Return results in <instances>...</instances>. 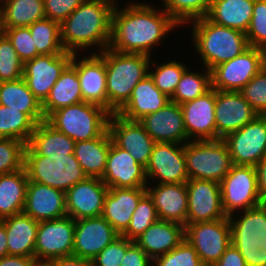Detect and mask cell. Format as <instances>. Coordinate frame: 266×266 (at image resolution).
<instances>
[{
    "mask_svg": "<svg viewBox=\"0 0 266 266\" xmlns=\"http://www.w3.org/2000/svg\"><path fill=\"white\" fill-rule=\"evenodd\" d=\"M7 242L5 226L0 222V259L8 255Z\"/></svg>",
    "mask_w": 266,
    "mask_h": 266,
    "instance_id": "57",
    "label": "cell"
},
{
    "mask_svg": "<svg viewBox=\"0 0 266 266\" xmlns=\"http://www.w3.org/2000/svg\"><path fill=\"white\" fill-rule=\"evenodd\" d=\"M5 28L28 27L46 18L44 0H0Z\"/></svg>",
    "mask_w": 266,
    "mask_h": 266,
    "instance_id": "37",
    "label": "cell"
},
{
    "mask_svg": "<svg viewBox=\"0 0 266 266\" xmlns=\"http://www.w3.org/2000/svg\"><path fill=\"white\" fill-rule=\"evenodd\" d=\"M187 224L226 218L222 207L220 183L212 180L189 179Z\"/></svg>",
    "mask_w": 266,
    "mask_h": 266,
    "instance_id": "16",
    "label": "cell"
},
{
    "mask_svg": "<svg viewBox=\"0 0 266 266\" xmlns=\"http://www.w3.org/2000/svg\"><path fill=\"white\" fill-rule=\"evenodd\" d=\"M146 132L156 142L185 144L190 141L184 127L181 106L169 101L160 110L139 120Z\"/></svg>",
    "mask_w": 266,
    "mask_h": 266,
    "instance_id": "24",
    "label": "cell"
},
{
    "mask_svg": "<svg viewBox=\"0 0 266 266\" xmlns=\"http://www.w3.org/2000/svg\"><path fill=\"white\" fill-rule=\"evenodd\" d=\"M146 2L131 0L122 8L117 1L112 13L110 49L152 57L154 48L181 27L165 10Z\"/></svg>",
    "mask_w": 266,
    "mask_h": 266,
    "instance_id": "1",
    "label": "cell"
},
{
    "mask_svg": "<svg viewBox=\"0 0 266 266\" xmlns=\"http://www.w3.org/2000/svg\"><path fill=\"white\" fill-rule=\"evenodd\" d=\"M120 235L102 216L75 220L73 255L93 261Z\"/></svg>",
    "mask_w": 266,
    "mask_h": 266,
    "instance_id": "20",
    "label": "cell"
},
{
    "mask_svg": "<svg viewBox=\"0 0 266 266\" xmlns=\"http://www.w3.org/2000/svg\"><path fill=\"white\" fill-rule=\"evenodd\" d=\"M28 181L25 168L0 175V220L23 212Z\"/></svg>",
    "mask_w": 266,
    "mask_h": 266,
    "instance_id": "36",
    "label": "cell"
},
{
    "mask_svg": "<svg viewBox=\"0 0 266 266\" xmlns=\"http://www.w3.org/2000/svg\"><path fill=\"white\" fill-rule=\"evenodd\" d=\"M169 101L170 98L154 85L148 75L137 83L130 99L117 114L128 120L139 121L144 116L160 110Z\"/></svg>",
    "mask_w": 266,
    "mask_h": 266,
    "instance_id": "29",
    "label": "cell"
},
{
    "mask_svg": "<svg viewBox=\"0 0 266 266\" xmlns=\"http://www.w3.org/2000/svg\"><path fill=\"white\" fill-rule=\"evenodd\" d=\"M110 115L104 107L83 101L52 112L45 121L77 142L100 137L108 129Z\"/></svg>",
    "mask_w": 266,
    "mask_h": 266,
    "instance_id": "6",
    "label": "cell"
},
{
    "mask_svg": "<svg viewBox=\"0 0 266 266\" xmlns=\"http://www.w3.org/2000/svg\"><path fill=\"white\" fill-rule=\"evenodd\" d=\"M261 53V71L266 74V46L260 48Z\"/></svg>",
    "mask_w": 266,
    "mask_h": 266,
    "instance_id": "58",
    "label": "cell"
},
{
    "mask_svg": "<svg viewBox=\"0 0 266 266\" xmlns=\"http://www.w3.org/2000/svg\"><path fill=\"white\" fill-rule=\"evenodd\" d=\"M153 260L133 242L126 250L121 266H152Z\"/></svg>",
    "mask_w": 266,
    "mask_h": 266,
    "instance_id": "52",
    "label": "cell"
},
{
    "mask_svg": "<svg viewBox=\"0 0 266 266\" xmlns=\"http://www.w3.org/2000/svg\"><path fill=\"white\" fill-rule=\"evenodd\" d=\"M213 266H247L246 262L238 251V249L231 244L221 258Z\"/></svg>",
    "mask_w": 266,
    "mask_h": 266,
    "instance_id": "53",
    "label": "cell"
},
{
    "mask_svg": "<svg viewBox=\"0 0 266 266\" xmlns=\"http://www.w3.org/2000/svg\"><path fill=\"white\" fill-rule=\"evenodd\" d=\"M24 62L19 58L6 35L0 39V82L15 81L23 77Z\"/></svg>",
    "mask_w": 266,
    "mask_h": 266,
    "instance_id": "44",
    "label": "cell"
},
{
    "mask_svg": "<svg viewBox=\"0 0 266 266\" xmlns=\"http://www.w3.org/2000/svg\"><path fill=\"white\" fill-rule=\"evenodd\" d=\"M88 266H97L95 263H93L92 261L88 260Z\"/></svg>",
    "mask_w": 266,
    "mask_h": 266,
    "instance_id": "61",
    "label": "cell"
},
{
    "mask_svg": "<svg viewBox=\"0 0 266 266\" xmlns=\"http://www.w3.org/2000/svg\"><path fill=\"white\" fill-rule=\"evenodd\" d=\"M185 240L205 266H213L232 244L229 218L186 224Z\"/></svg>",
    "mask_w": 266,
    "mask_h": 266,
    "instance_id": "10",
    "label": "cell"
},
{
    "mask_svg": "<svg viewBox=\"0 0 266 266\" xmlns=\"http://www.w3.org/2000/svg\"><path fill=\"white\" fill-rule=\"evenodd\" d=\"M194 67H190L189 65L184 71L170 101L181 105L204 95L212 88L211 71L205 67H201V65H199V68H204L203 70L198 71L196 69L197 71H192Z\"/></svg>",
    "mask_w": 266,
    "mask_h": 266,
    "instance_id": "38",
    "label": "cell"
},
{
    "mask_svg": "<svg viewBox=\"0 0 266 266\" xmlns=\"http://www.w3.org/2000/svg\"><path fill=\"white\" fill-rule=\"evenodd\" d=\"M110 149L108 129L100 136L91 140L77 141L74 155L87 177L102 178Z\"/></svg>",
    "mask_w": 266,
    "mask_h": 266,
    "instance_id": "33",
    "label": "cell"
},
{
    "mask_svg": "<svg viewBox=\"0 0 266 266\" xmlns=\"http://www.w3.org/2000/svg\"><path fill=\"white\" fill-rule=\"evenodd\" d=\"M255 0H212L207 18L213 23L246 34Z\"/></svg>",
    "mask_w": 266,
    "mask_h": 266,
    "instance_id": "31",
    "label": "cell"
},
{
    "mask_svg": "<svg viewBox=\"0 0 266 266\" xmlns=\"http://www.w3.org/2000/svg\"><path fill=\"white\" fill-rule=\"evenodd\" d=\"M185 240V226L165 220L153 223L134 242L152 259L164 255Z\"/></svg>",
    "mask_w": 266,
    "mask_h": 266,
    "instance_id": "28",
    "label": "cell"
},
{
    "mask_svg": "<svg viewBox=\"0 0 266 266\" xmlns=\"http://www.w3.org/2000/svg\"><path fill=\"white\" fill-rule=\"evenodd\" d=\"M72 53L39 55L24 62L23 79L28 89L41 104L48 98L51 88L71 63Z\"/></svg>",
    "mask_w": 266,
    "mask_h": 266,
    "instance_id": "13",
    "label": "cell"
},
{
    "mask_svg": "<svg viewBox=\"0 0 266 266\" xmlns=\"http://www.w3.org/2000/svg\"><path fill=\"white\" fill-rule=\"evenodd\" d=\"M34 266H53L50 262H37L34 264Z\"/></svg>",
    "mask_w": 266,
    "mask_h": 266,
    "instance_id": "60",
    "label": "cell"
},
{
    "mask_svg": "<svg viewBox=\"0 0 266 266\" xmlns=\"http://www.w3.org/2000/svg\"><path fill=\"white\" fill-rule=\"evenodd\" d=\"M0 105L26 113L36 124L45 121L42 104L28 89L23 77L0 82Z\"/></svg>",
    "mask_w": 266,
    "mask_h": 266,
    "instance_id": "34",
    "label": "cell"
},
{
    "mask_svg": "<svg viewBox=\"0 0 266 266\" xmlns=\"http://www.w3.org/2000/svg\"><path fill=\"white\" fill-rule=\"evenodd\" d=\"M108 187L100 179L87 177L65 192L67 215L72 219L93 218L102 215Z\"/></svg>",
    "mask_w": 266,
    "mask_h": 266,
    "instance_id": "21",
    "label": "cell"
},
{
    "mask_svg": "<svg viewBox=\"0 0 266 266\" xmlns=\"http://www.w3.org/2000/svg\"><path fill=\"white\" fill-rule=\"evenodd\" d=\"M50 263L53 266H88V260L75 255L53 259Z\"/></svg>",
    "mask_w": 266,
    "mask_h": 266,
    "instance_id": "56",
    "label": "cell"
},
{
    "mask_svg": "<svg viewBox=\"0 0 266 266\" xmlns=\"http://www.w3.org/2000/svg\"><path fill=\"white\" fill-rule=\"evenodd\" d=\"M76 142L54 129L46 121L39 122L27 145L38 155L49 158L67 157L74 154Z\"/></svg>",
    "mask_w": 266,
    "mask_h": 266,
    "instance_id": "32",
    "label": "cell"
},
{
    "mask_svg": "<svg viewBox=\"0 0 266 266\" xmlns=\"http://www.w3.org/2000/svg\"><path fill=\"white\" fill-rule=\"evenodd\" d=\"M152 266H205L194 247L186 240L173 250L158 256Z\"/></svg>",
    "mask_w": 266,
    "mask_h": 266,
    "instance_id": "46",
    "label": "cell"
},
{
    "mask_svg": "<svg viewBox=\"0 0 266 266\" xmlns=\"http://www.w3.org/2000/svg\"><path fill=\"white\" fill-rule=\"evenodd\" d=\"M98 55L105 61L108 111L117 113L130 99L139 81L149 75L152 57L106 48Z\"/></svg>",
    "mask_w": 266,
    "mask_h": 266,
    "instance_id": "4",
    "label": "cell"
},
{
    "mask_svg": "<svg viewBox=\"0 0 266 266\" xmlns=\"http://www.w3.org/2000/svg\"><path fill=\"white\" fill-rule=\"evenodd\" d=\"M232 163L255 167L266 155V115H258L241 129L223 138Z\"/></svg>",
    "mask_w": 266,
    "mask_h": 266,
    "instance_id": "12",
    "label": "cell"
},
{
    "mask_svg": "<svg viewBox=\"0 0 266 266\" xmlns=\"http://www.w3.org/2000/svg\"><path fill=\"white\" fill-rule=\"evenodd\" d=\"M246 36L250 47L266 46V0L254 1L252 19Z\"/></svg>",
    "mask_w": 266,
    "mask_h": 266,
    "instance_id": "47",
    "label": "cell"
},
{
    "mask_svg": "<svg viewBox=\"0 0 266 266\" xmlns=\"http://www.w3.org/2000/svg\"><path fill=\"white\" fill-rule=\"evenodd\" d=\"M184 156L189 179L220 183L233 165L223 139L188 141L184 144Z\"/></svg>",
    "mask_w": 266,
    "mask_h": 266,
    "instance_id": "8",
    "label": "cell"
},
{
    "mask_svg": "<svg viewBox=\"0 0 266 266\" xmlns=\"http://www.w3.org/2000/svg\"><path fill=\"white\" fill-rule=\"evenodd\" d=\"M186 26H191L190 44L197 52L199 61H202V67L210 71L215 66L241 55L250 47L244 32L217 25L207 17L192 20L184 27Z\"/></svg>",
    "mask_w": 266,
    "mask_h": 266,
    "instance_id": "3",
    "label": "cell"
},
{
    "mask_svg": "<svg viewBox=\"0 0 266 266\" xmlns=\"http://www.w3.org/2000/svg\"><path fill=\"white\" fill-rule=\"evenodd\" d=\"M211 3L212 0H160V7L183 27L192 20L206 17Z\"/></svg>",
    "mask_w": 266,
    "mask_h": 266,
    "instance_id": "42",
    "label": "cell"
},
{
    "mask_svg": "<svg viewBox=\"0 0 266 266\" xmlns=\"http://www.w3.org/2000/svg\"><path fill=\"white\" fill-rule=\"evenodd\" d=\"M240 92L259 115H266V74L257 73Z\"/></svg>",
    "mask_w": 266,
    "mask_h": 266,
    "instance_id": "49",
    "label": "cell"
},
{
    "mask_svg": "<svg viewBox=\"0 0 266 266\" xmlns=\"http://www.w3.org/2000/svg\"><path fill=\"white\" fill-rule=\"evenodd\" d=\"M85 0H44L46 18L62 23Z\"/></svg>",
    "mask_w": 266,
    "mask_h": 266,
    "instance_id": "51",
    "label": "cell"
},
{
    "mask_svg": "<svg viewBox=\"0 0 266 266\" xmlns=\"http://www.w3.org/2000/svg\"><path fill=\"white\" fill-rule=\"evenodd\" d=\"M101 180L108 188H146V169L128 151L115 145L110 137L106 169Z\"/></svg>",
    "mask_w": 266,
    "mask_h": 266,
    "instance_id": "19",
    "label": "cell"
},
{
    "mask_svg": "<svg viewBox=\"0 0 266 266\" xmlns=\"http://www.w3.org/2000/svg\"><path fill=\"white\" fill-rule=\"evenodd\" d=\"M83 102L80 82L76 68L70 63L51 88L50 94L42 104L45 119L54 111L69 105Z\"/></svg>",
    "mask_w": 266,
    "mask_h": 266,
    "instance_id": "35",
    "label": "cell"
},
{
    "mask_svg": "<svg viewBox=\"0 0 266 266\" xmlns=\"http://www.w3.org/2000/svg\"><path fill=\"white\" fill-rule=\"evenodd\" d=\"M108 131L112 142L130 155L145 168L156 143L139 121L123 118L117 113L111 114Z\"/></svg>",
    "mask_w": 266,
    "mask_h": 266,
    "instance_id": "17",
    "label": "cell"
},
{
    "mask_svg": "<svg viewBox=\"0 0 266 266\" xmlns=\"http://www.w3.org/2000/svg\"><path fill=\"white\" fill-rule=\"evenodd\" d=\"M5 26H4V21H3V17L1 15L0 12V39L5 35Z\"/></svg>",
    "mask_w": 266,
    "mask_h": 266,
    "instance_id": "59",
    "label": "cell"
},
{
    "mask_svg": "<svg viewBox=\"0 0 266 266\" xmlns=\"http://www.w3.org/2000/svg\"><path fill=\"white\" fill-rule=\"evenodd\" d=\"M24 168L29 181L63 192L87 178L74 154L49 158L36 154L28 145L24 152Z\"/></svg>",
    "mask_w": 266,
    "mask_h": 266,
    "instance_id": "7",
    "label": "cell"
},
{
    "mask_svg": "<svg viewBox=\"0 0 266 266\" xmlns=\"http://www.w3.org/2000/svg\"><path fill=\"white\" fill-rule=\"evenodd\" d=\"M258 115L241 92L215 90L217 139L241 129Z\"/></svg>",
    "mask_w": 266,
    "mask_h": 266,
    "instance_id": "18",
    "label": "cell"
},
{
    "mask_svg": "<svg viewBox=\"0 0 266 266\" xmlns=\"http://www.w3.org/2000/svg\"><path fill=\"white\" fill-rule=\"evenodd\" d=\"M184 127L190 141L217 140L215 124V89L180 105Z\"/></svg>",
    "mask_w": 266,
    "mask_h": 266,
    "instance_id": "23",
    "label": "cell"
},
{
    "mask_svg": "<svg viewBox=\"0 0 266 266\" xmlns=\"http://www.w3.org/2000/svg\"><path fill=\"white\" fill-rule=\"evenodd\" d=\"M145 169L148 183H154V181L158 184L186 183L189 177L184 156V144L155 143Z\"/></svg>",
    "mask_w": 266,
    "mask_h": 266,
    "instance_id": "14",
    "label": "cell"
},
{
    "mask_svg": "<svg viewBox=\"0 0 266 266\" xmlns=\"http://www.w3.org/2000/svg\"><path fill=\"white\" fill-rule=\"evenodd\" d=\"M153 199L146 193L138 202L126 231L122 234L131 241L138 239L153 223L158 221Z\"/></svg>",
    "mask_w": 266,
    "mask_h": 266,
    "instance_id": "43",
    "label": "cell"
},
{
    "mask_svg": "<svg viewBox=\"0 0 266 266\" xmlns=\"http://www.w3.org/2000/svg\"><path fill=\"white\" fill-rule=\"evenodd\" d=\"M261 71L260 48L249 47L241 55L211 70L212 88L240 92Z\"/></svg>",
    "mask_w": 266,
    "mask_h": 266,
    "instance_id": "15",
    "label": "cell"
},
{
    "mask_svg": "<svg viewBox=\"0 0 266 266\" xmlns=\"http://www.w3.org/2000/svg\"><path fill=\"white\" fill-rule=\"evenodd\" d=\"M222 207L227 217L261 204L253 166L233 164L220 182Z\"/></svg>",
    "mask_w": 266,
    "mask_h": 266,
    "instance_id": "9",
    "label": "cell"
},
{
    "mask_svg": "<svg viewBox=\"0 0 266 266\" xmlns=\"http://www.w3.org/2000/svg\"><path fill=\"white\" fill-rule=\"evenodd\" d=\"M36 259L32 257L7 255L0 259V266H34Z\"/></svg>",
    "mask_w": 266,
    "mask_h": 266,
    "instance_id": "55",
    "label": "cell"
},
{
    "mask_svg": "<svg viewBox=\"0 0 266 266\" xmlns=\"http://www.w3.org/2000/svg\"><path fill=\"white\" fill-rule=\"evenodd\" d=\"M39 55L65 52L61 41L60 23L43 18L28 26Z\"/></svg>",
    "mask_w": 266,
    "mask_h": 266,
    "instance_id": "40",
    "label": "cell"
},
{
    "mask_svg": "<svg viewBox=\"0 0 266 266\" xmlns=\"http://www.w3.org/2000/svg\"><path fill=\"white\" fill-rule=\"evenodd\" d=\"M117 1L85 0L76 8L60 24L64 50L72 54H80L83 50L81 54L91 51V54H98L109 48L112 13Z\"/></svg>",
    "mask_w": 266,
    "mask_h": 266,
    "instance_id": "2",
    "label": "cell"
},
{
    "mask_svg": "<svg viewBox=\"0 0 266 266\" xmlns=\"http://www.w3.org/2000/svg\"><path fill=\"white\" fill-rule=\"evenodd\" d=\"M228 218L231 242L243 256L246 265L266 266V204L261 203Z\"/></svg>",
    "mask_w": 266,
    "mask_h": 266,
    "instance_id": "5",
    "label": "cell"
},
{
    "mask_svg": "<svg viewBox=\"0 0 266 266\" xmlns=\"http://www.w3.org/2000/svg\"><path fill=\"white\" fill-rule=\"evenodd\" d=\"M23 213L38 222L66 216L65 192L28 181Z\"/></svg>",
    "mask_w": 266,
    "mask_h": 266,
    "instance_id": "25",
    "label": "cell"
},
{
    "mask_svg": "<svg viewBox=\"0 0 266 266\" xmlns=\"http://www.w3.org/2000/svg\"><path fill=\"white\" fill-rule=\"evenodd\" d=\"M176 60L171 61L168 59V61L165 60L161 64H156L157 61L152 57L149 66V76L153 80L154 85L169 98L174 95L182 74L189 67V64L184 61L181 62L179 60L178 62Z\"/></svg>",
    "mask_w": 266,
    "mask_h": 266,
    "instance_id": "41",
    "label": "cell"
},
{
    "mask_svg": "<svg viewBox=\"0 0 266 266\" xmlns=\"http://www.w3.org/2000/svg\"><path fill=\"white\" fill-rule=\"evenodd\" d=\"M0 222L7 233L8 255L35 258L38 221L25 213L6 217Z\"/></svg>",
    "mask_w": 266,
    "mask_h": 266,
    "instance_id": "30",
    "label": "cell"
},
{
    "mask_svg": "<svg viewBox=\"0 0 266 266\" xmlns=\"http://www.w3.org/2000/svg\"><path fill=\"white\" fill-rule=\"evenodd\" d=\"M80 55L73 54L71 64L78 74L83 101L108 110L105 61L98 54Z\"/></svg>",
    "mask_w": 266,
    "mask_h": 266,
    "instance_id": "22",
    "label": "cell"
},
{
    "mask_svg": "<svg viewBox=\"0 0 266 266\" xmlns=\"http://www.w3.org/2000/svg\"><path fill=\"white\" fill-rule=\"evenodd\" d=\"M5 29V35L12 43V46L23 62L39 56L28 27H14Z\"/></svg>",
    "mask_w": 266,
    "mask_h": 266,
    "instance_id": "48",
    "label": "cell"
},
{
    "mask_svg": "<svg viewBox=\"0 0 266 266\" xmlns=\"http://www.w3.org/2000/svg\"><path fill=\"white\" fill-rule=\"evenodd\" d=\"M36 125L26 113L0 105V138L17 139L27 145Z\"/></svg>",
    "mask_w": 266,
    "mask_h": 266,
    "instance_id": "39",
    "label": "cell"
},
{
    "mask_svg": "<svg viewBox=\"0 0 266 266\" xmlns=\"http://www.w3.org/2000/svg\"><path fill=\"white\" fill-rule=\"evenodd\" d=\"M75 220L66 215L48 221H40L37 228L35 259L50 262L53 259L73 255Z\"/></svg>",
    "mask_w": 266,
    "mask_h": 266,
    "instance_id": "11",
    "label": "cell"
},
{
    "mask_svg": "<svg viewBox=\"0 0 266 266\" xmlns=\"http://www.w3.org/2000/svg\"><path fill=\"white\" fill-rule=\"evenodd\" d=\"M133 242L120 235L102 250L92 262L97 266H121L126 250Z\"/></svg>",
    "mask_w": 266,
    "mask_h": 266,
    "instance_id": "50",
    "label": "cell"
},
{
    "mask_svg": "<svg viewBox=\"0 0 266 266\" xmlns=\"http://www.w3.org/2000/svg\"><path fill=\"white\" fill-rule=\"evenodd\" d=\"M25 147L17 139L0 138V175L24 168Z\"/></svg>",
    "mask_w": 266,
    "mask_h": 266,
    "instance_id": "45",
    "label": "cell"
},
{
    "mask_svg": "<svg viewBox=\"0 0 266 266\" xmlns=\"http://www.w3.org/2000/svg\"><path fill=\"white\" fill-rule=\"evenodd\" d=\"M258 192L262 204H266V155L255 166Z\"/></svg>",
    "mask_w": 266,
    "mask_h": 266,
    "instance_id": "54",
    "label": "cell"
},
{
    "mask_svg": "<svg viewBox=\"0 0 266 266\" xmlns=\"http://www.w3.org/2000/svg\"><path fill=\"white\" fill-rule=\"evenodd\" d=\"M148 184L147 193L153 199L159 220L186 226L188 210L186 183Z\"/></svg>",
    "mask_w": 266,
    "mask_h": 266,
    "instance_id": "26",
    "label": "cell"
},
{
    "mask_svg": "<svg viewBox=\"0 0 266 266\" xmlns=\"http://www.w3.org/2000/svg\"><path fill=\"white\" fill-rule=\"evenodd\" d=\"M146 193V188H109L101 216L122 235L130 224L138 202Z\"/></svg>",
    "mask_w": 266,
    "mask_h": 266,
    "instance_id": "27",
    "label": "cell"
}]
</instances>
